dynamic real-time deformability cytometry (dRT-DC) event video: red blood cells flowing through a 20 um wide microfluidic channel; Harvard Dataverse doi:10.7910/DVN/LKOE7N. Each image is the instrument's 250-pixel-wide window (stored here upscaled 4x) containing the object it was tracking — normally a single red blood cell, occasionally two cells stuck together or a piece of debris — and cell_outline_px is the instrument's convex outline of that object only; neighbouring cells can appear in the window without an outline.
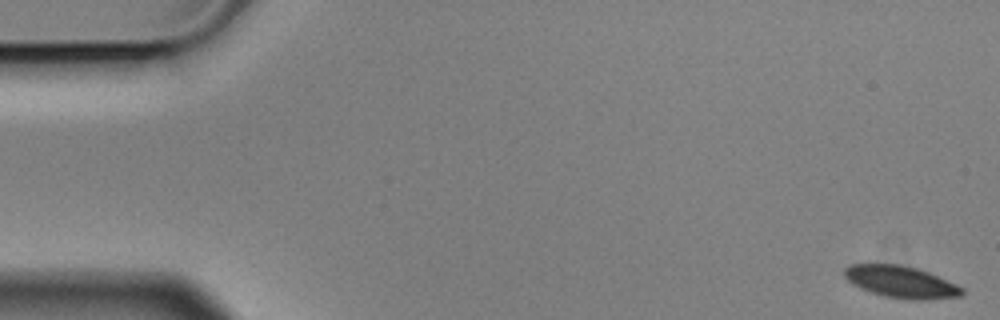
{"species": "Egyptian fruit bat (a non-hibernating species)", "species_latin": "Rousettus aegyptiacus", "temperature_condition": "cold", "stored_images_in_passage": 5, "camera_frame_rate_fps": 3000, "um_per_image_px": 0.085, "animal": {"sex": "male"}, "frame": {"image": 1, "passage_image": 1, "time_ms": 0.0, "image_size_px": [1000, 320], "cell_outline_px": [[964, 292], [960, 296], [924, 300], [912, 300], [884, 296], [860, 288], [852, 284], [844, 276], [844, 268], [852, 264], [900, 264], [916, 268], [928, 272], [956, 284], [964, 288]], "centroid_in_image_um": [76.58, 23.96], "position_along_channel_um": 8.4, "area_um2": 21.79}}
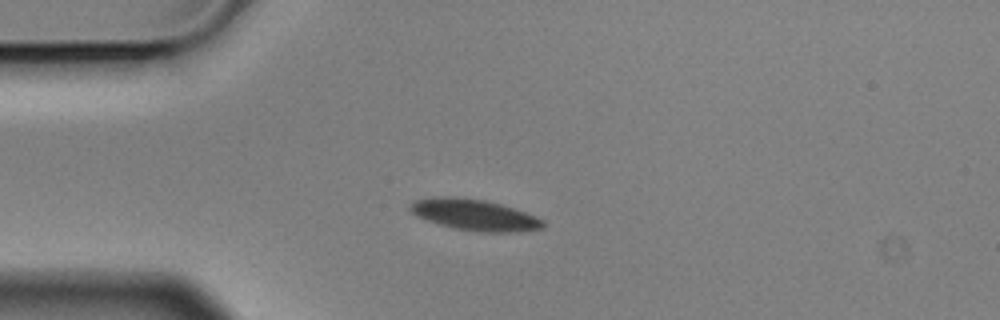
{"frame": {"image": 2, "passage_image": 4, "time_ms": 1.0, "image_size_px": [1000, 320], "cell_outline_px": [[544, 228], [520, 232], [480, 232], [456, 228], [440, 224], [416, 216], [408, 208], [408, 204], [416, 200], [436, 196], [448, 196], [484, 200], [500, 204], [536, 216], [544, 220]], "centroid_in_image_um": [40.33, 18.26], "position_along_channel_um": 44.7, "area_um2": 23.99}}